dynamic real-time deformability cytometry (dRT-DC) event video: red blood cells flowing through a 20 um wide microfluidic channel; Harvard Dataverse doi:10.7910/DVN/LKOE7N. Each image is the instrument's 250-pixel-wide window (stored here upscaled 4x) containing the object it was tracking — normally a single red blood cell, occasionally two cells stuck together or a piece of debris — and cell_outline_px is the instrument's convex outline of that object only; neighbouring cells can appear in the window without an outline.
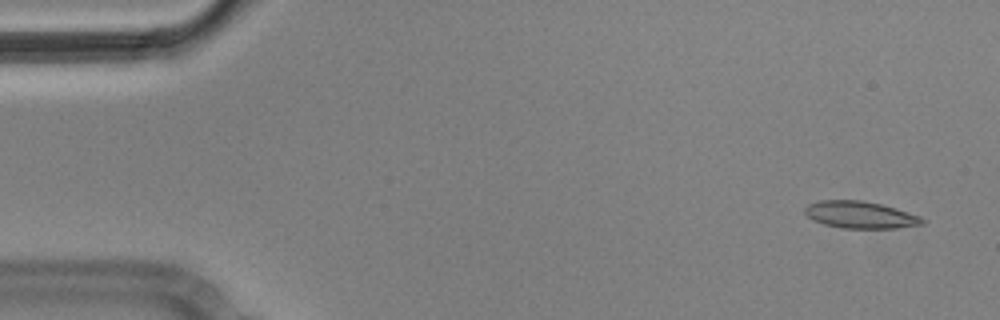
{"species": "Egyptian fruit bat (a non-hibernating species)", "species_latin": "Rousettus aegyptiacus", "temperature_condition": "cold", "stored_images_in_passage": 6, "camera_frame_rate_fps": 3000, "um_per_image_px": 0.085, "animal": {"sex": "male"}, "frame": {"image": 1, "passage_image": 1, "time_ms": 0.0, "image_size_px": [1000, 320], "cell_outline_px": [[928, 220], [924, 224], [896, 228], [840, 228], [824, 224], [812, 220], [804, 212], [804, 208], [808, 204], [820, 200], [860, 200], [880, 204], [920, 216]], "centroid_in_image_um": [73.11, 18.26], "position_along_channel_um": 11.9, "area_um2": 18.5}}